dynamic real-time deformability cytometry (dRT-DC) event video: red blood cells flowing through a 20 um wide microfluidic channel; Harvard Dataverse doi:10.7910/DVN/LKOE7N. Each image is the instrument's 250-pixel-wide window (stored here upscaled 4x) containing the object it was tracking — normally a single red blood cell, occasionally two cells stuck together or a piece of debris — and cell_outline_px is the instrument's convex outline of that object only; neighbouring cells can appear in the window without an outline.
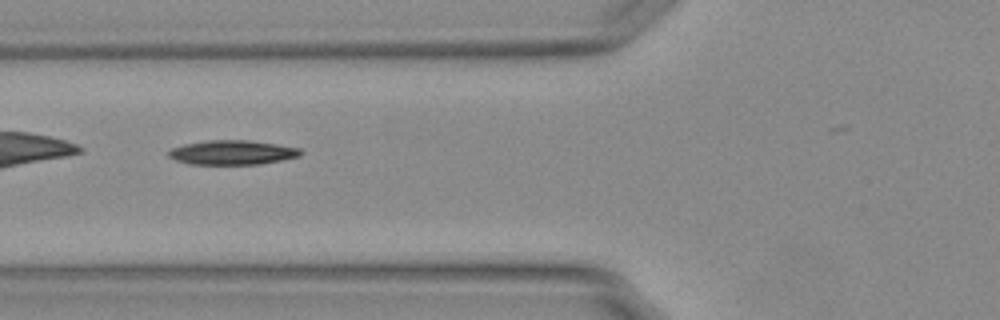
{"species": "Egyptian fruit bat (a non-hibernating species)", "species_latin": "Rousettus aegyptiacus", "temperature_condition": "warm", "stored_images_in_passage": 33, "camera_frame_rate_fps": 3000, "um_per_image_px": 0.085, "animal": {"sex": "female"}, "frame": {"image": 1, "passage_image": 5, "time_ms": 1.333, "image_size_px": [1000, 320], "cell_outline_px": [[304, 152], [300, 156], [260, 164], [188, 164], [176, 160], [168, 156], [168, 152], [172, 148], [184, 144], [208, 140], [248, 140], [276, 144], [300, 148]], "centroid_in_image_um": [19.75, 12.96], "position_along_channel_um": 106.0, "area_um2": 18.73}, "authors_computed_cell_mechanics": {"area_um2": 18.0914, "velocity_mm_per_s": 3.7914, "shape_relaxation_time_tau1_ms": 7.5217, "shape_relaxation_time_tau2_ms": null, "deformation_change_tau1": 0.1638, "deformation_change_tau2": null}}